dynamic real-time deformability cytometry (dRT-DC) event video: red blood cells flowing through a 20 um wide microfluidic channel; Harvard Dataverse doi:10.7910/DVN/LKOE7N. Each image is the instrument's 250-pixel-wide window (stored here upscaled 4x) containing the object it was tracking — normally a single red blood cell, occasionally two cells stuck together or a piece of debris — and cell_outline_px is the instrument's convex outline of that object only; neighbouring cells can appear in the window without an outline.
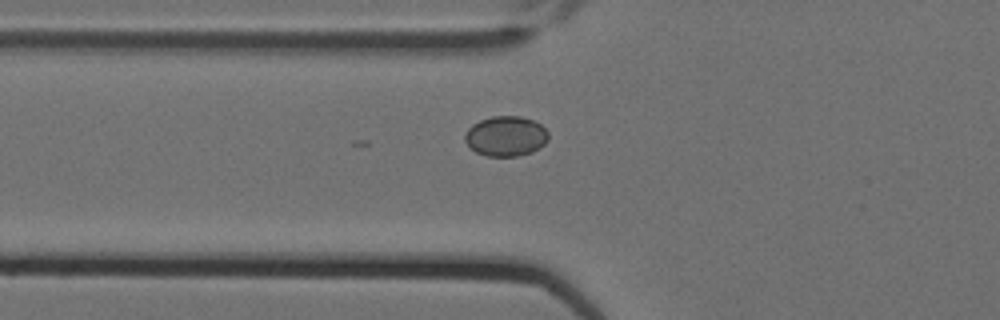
{"species": "Egyptian fruit bat (a non-hibernating species)", "species_latin": "Rousettus aegyptiacus", "temperature_condition": "cold", "stored_images_in_passage": 7, "camera_frame_rate_fps": 3000, "um_per_image_px": 0.085, "animal": {"sex": "female"}, "frame": {"image": 1, "passage_image": 6, "time_ms": 1.667, "image_size_px": [1000, 320], "cell_outline_px": [[548, 140], [540, 148], [532, 152], [516, 156], [488, 156], [476, 152], [464, 140], [464, 136], [468, 128], [472, 124], [480, 120], [492, 116], [520, 116], [532, 120], [540, 124], [548, 132]], "centroid_in_image_um": [43.0, 11.57], "position_along_channel_um": 82.8, "area_um2": 19.48}}